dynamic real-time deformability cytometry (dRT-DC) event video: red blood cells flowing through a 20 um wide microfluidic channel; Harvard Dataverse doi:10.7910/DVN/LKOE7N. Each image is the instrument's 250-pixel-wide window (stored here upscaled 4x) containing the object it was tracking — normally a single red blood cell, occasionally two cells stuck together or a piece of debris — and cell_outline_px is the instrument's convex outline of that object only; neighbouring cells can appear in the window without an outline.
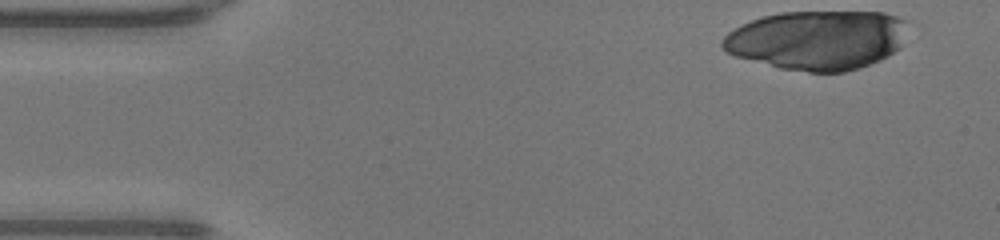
{"species": "human", "species_latin": "Homo sapiens", "temperature_condition": "warm", "stored_images_in_passage": 12, "camera_frame_rate_fps": 3000, "um_per_image_px": 0.085, "donor": {"sex": "male"}, "frame": {"image": 1, "passage_image": 1, "time_ms": 0.0, "image_size_px": [1000, 240], "cell_outline_px": [[908, 20], [900, 48], [888, 56], [880, 60], [844, 72], [808, 72], [780, 68], [736, 56], [728, 52], [720, 44], [720, 40], [728, 32], [752, 20], [764, 16], [780, 12], [884, 12]], "centroid_in_image_um": [69.49, 3.39], "position_along_channel_um": 15.5, "area_um2": 63.93}}